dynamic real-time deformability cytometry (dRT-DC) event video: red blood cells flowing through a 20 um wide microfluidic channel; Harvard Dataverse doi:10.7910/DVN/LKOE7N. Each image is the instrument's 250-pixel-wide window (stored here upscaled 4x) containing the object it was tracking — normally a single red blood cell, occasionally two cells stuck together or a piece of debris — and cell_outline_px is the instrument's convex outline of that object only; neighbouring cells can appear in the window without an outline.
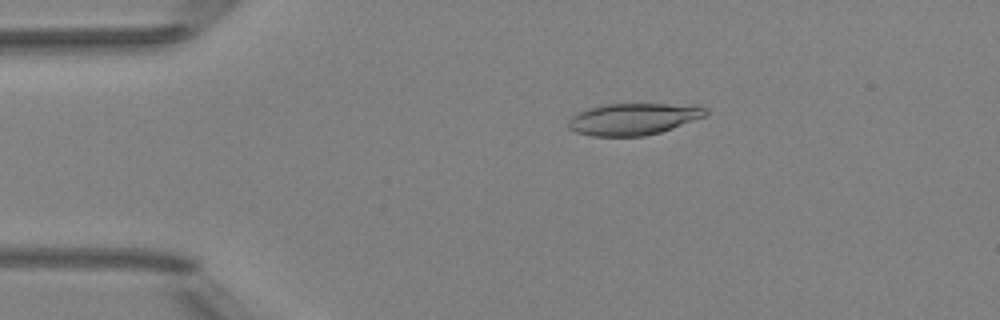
{"species": "Egyptian fruit bat (a non-hibernating species)", "species_latin": "Rousettus aegyptiacus", "temperature_condition": "room temperature", "stored_images_in_passage": 5, "camera_frame_rate_fps": 3000, "um_per_image_px": 0.085, "animal": {"sex": "female"}, "frame": {"image": 1, "passage_image": 3, "time_ms": 0.667, "image_size_px": [1000, 320], "cell_outline_px": [[708, 116], [660, 132], [644, 136], [592, 136], [576, 132], [568, 128], [568, 120], [576, 112], [588, 108], [608, 104], [700, 104], [708, 108]], "centroid_in_image_um": [53.9, 10.1], "position_along_channel_um": 31.1, "area_um2": 25.78}}
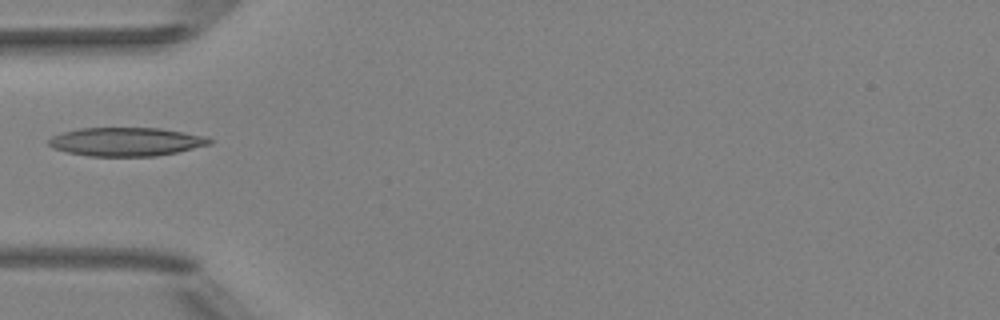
{"frame": {"image": 2, "passage_image": 5, "time_ms": 1.333, "image_size_px": [1000, 320], "cell_outline_px": [[212, 144], [176, 152], [156, 156], [88, 156], [68, 152], [52, 148], [48, 144], [48, 140], [52, 136], [64, 132], [80, 128], [160, 128], [184, 132], [204, 136], [212, 140]], "centroid_in_image_um": [10.72, 12.05], "position_along_channel_um": 74.3, "area_um2": 26.7}}